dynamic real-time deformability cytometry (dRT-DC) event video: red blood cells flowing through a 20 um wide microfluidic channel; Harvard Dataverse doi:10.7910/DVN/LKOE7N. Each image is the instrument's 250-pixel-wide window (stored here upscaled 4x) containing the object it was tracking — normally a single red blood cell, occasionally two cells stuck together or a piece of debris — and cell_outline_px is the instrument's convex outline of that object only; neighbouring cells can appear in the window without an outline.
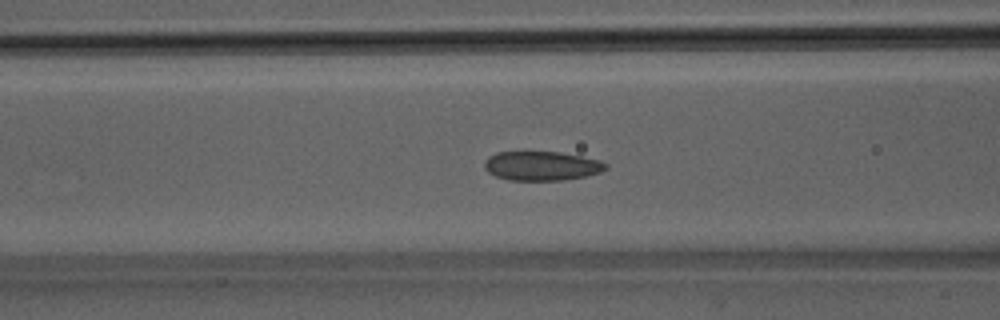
{"species": "Egyptian fruit bat (a non-hibernating species)", "species_latin": "Rousettus aegyptiacus", "temperature_condition": "room temperature", "stored_images_in_passage": 38, "segment_of_instrument_passage": [1, 2], "camera_frame_rate_fps": 3000, "um_per_image_px": 0.085, "animal": {"sex": "male"}, "frame": {"image": 1, "passage_image": 7, "time_ms": 2.0, "image_size_px": [1000, 320], "cell_outline_px": [[608, 168], [600, 172], [584, 176], [564, 180], [508, 180], [496, 176], [488, 172], [484, 168], [484, 160], [488, 156], [496, 152], [560, 152], [600, 160], [608, 164]], "centroid_in_image_um": [46.02, 14.1], "position_along_channel_um": 120.6, "area_um2": 20.69}}
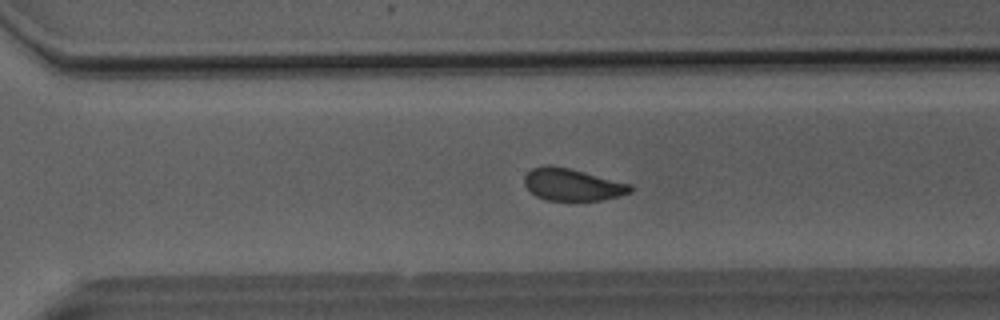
{"frame": {"image": 2, "passage_image": 22, "time_ms": 7.0, "image_size_px": [1000, 320], "cell_outline_px": [[632, 192], [620, 196], [600, 200], [544, 200], [536, 196], [524, 184], [524, 176], [532, 168], [544, 164], [548, 164], [568, 168], [632, 184]], "centroid_in_image_um": [48.64, 15.69], "position_along_channel_um": 322.0, "area_um2": 19.83}}
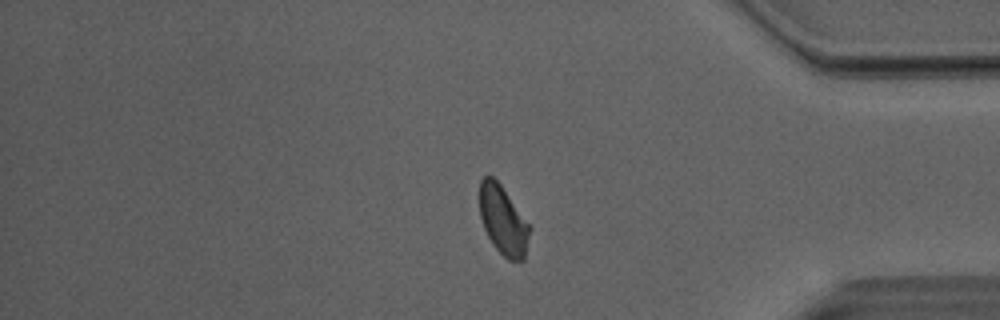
{"frame": {"image": 3, "passage_image": 29, "time_ms": 9.333, "image_size_px": [1000, 320], "cell_outline_px": [[532, 228], [524, 260], [508, 260], [492, 244], [484, 228], [480, 216], [480, 180], [484, 176], [492, 176], [500, 184]], "centroid_in_image_um": [42.78, 18.75], "position_along_channel_um": 392.4, "area_um2": 20.0}}